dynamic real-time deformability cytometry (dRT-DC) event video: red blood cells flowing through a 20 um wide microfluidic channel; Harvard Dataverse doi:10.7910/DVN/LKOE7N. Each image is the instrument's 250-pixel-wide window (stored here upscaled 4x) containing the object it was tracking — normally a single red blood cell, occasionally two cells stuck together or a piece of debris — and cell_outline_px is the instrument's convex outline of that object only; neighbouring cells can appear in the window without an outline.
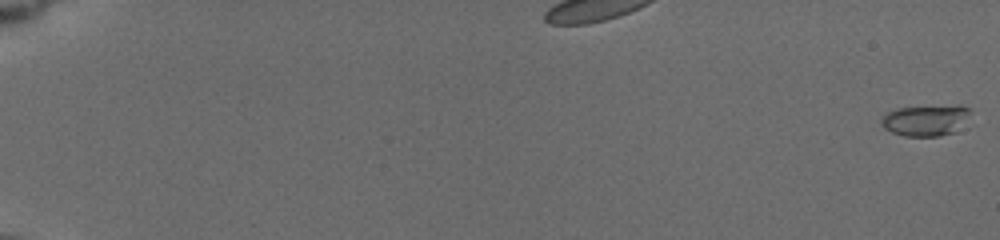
{"species": "common noctule bat (a hibernating species)", "species_latin": "Nyctalus noctula", "temperature_condition": "cold", "stored_images_in_passage": 30, "camera_frame_rate_fps": 3000, "um_per_image_px": 0.085, "animal": {"sex": "female", "body_mass_g": 19.5, "forearm_length_mm": 54.1}, "frame": {"image": 1, "passage_image": 1, "time_ms": 0.0, "image_size_px": [1000, 240], "cell_outline_px": [[968, 112], [956, 132], [940, 136], [904, 136], [892, 132], [884, 128], [880, 124], [880, 120], [884, 112], [896, 108], [968, 108]], "centroid_in_image_um": [78.49, 10.29], "position_along_channel_um": 6.5, "area_um2": 15.14}}
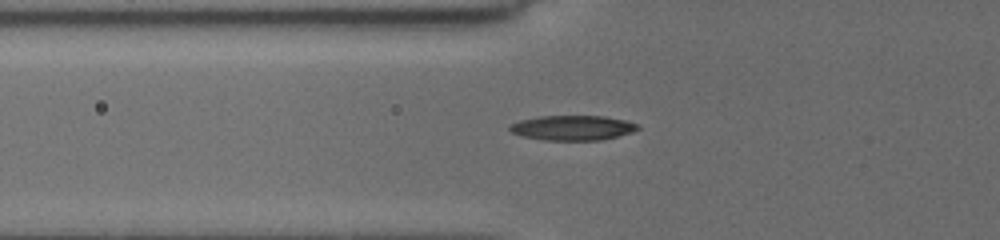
{"frame": {"image": 2, "passage_image": 24, "time_ms": 7.667, "image_size_px": [1000, 240], "cell_outline_px": [[640, 128], [632, 132], [600, 140], [544, 140], [524, 136], [512, 132], [508, 128], [508, 124], [520, 120], [540, 116], [604, 116], [628, 120], [640, 124]], "centroid_in_image_um": [48.69, 10.85], "position_along_channel_um": 77.1, "area_um2": 18.61}}
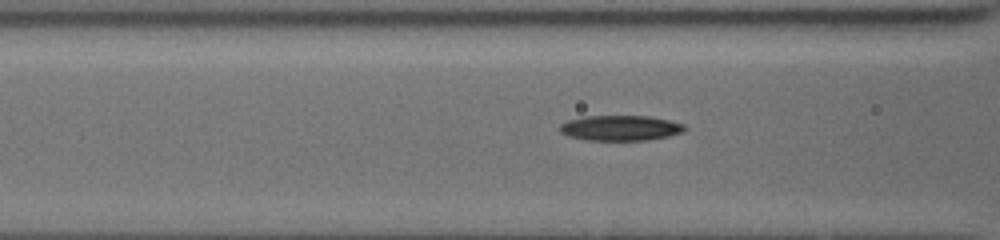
{"frame": {"image": 3, "passage_image": 28, "time_ms": 8.667, "image_size_px": [1000, 240], "cell_outline_px": [[688, 128], [684, 132], [668, 136], [648, 140], [588, 140], [568, 136], [560, 132], [560, 124], [568, 120], [584, 116], [652, 116], [684, 124]], "centroid_in_image_um": [52.76, 10.87], "position_along_channel_um": 113.8, "area_um2": 18.5}}